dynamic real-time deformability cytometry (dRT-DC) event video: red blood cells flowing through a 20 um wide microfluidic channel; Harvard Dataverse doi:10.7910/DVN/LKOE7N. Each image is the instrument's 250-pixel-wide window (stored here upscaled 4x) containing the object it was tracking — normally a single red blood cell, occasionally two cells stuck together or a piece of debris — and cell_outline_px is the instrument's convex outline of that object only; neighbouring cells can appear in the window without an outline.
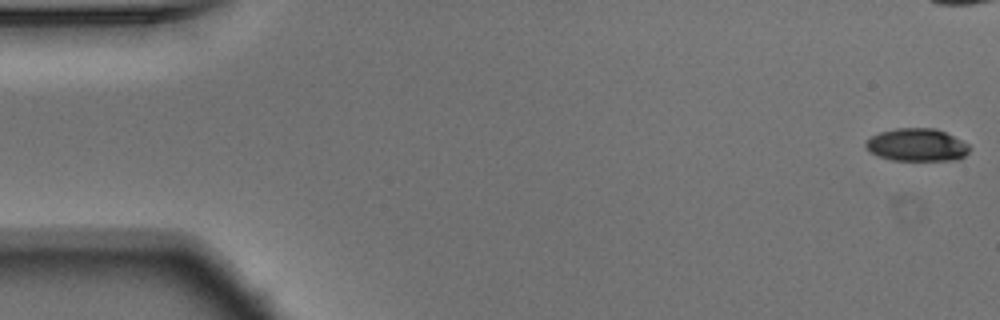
{"species": "Egyptian fruit bat (a non-hibernating species)", "species_latin": "Rousettus aegyptiacus", "temperature_condition": "warm", "stored_images_in_passage": 55, "camera_frame_rate_fps": 3000, "um_per_image_px": 0.085, "animal": {"sex": "male"}, "frame": {"image": 1, "passage_image": 1, "time_ms": 0.0, "image_size_px": [1000, 320], "cell_outline_px": [[968, 152], [964, 156], [952, 160], [892, 160], [880, 156], [872, 152], [864, 144], [872, 136], [880, 132], [896, 128], [936, 128], [968, 144]], "centroid_in_image_um": [77.93, 12.31], "position_along_channel_um": 7.1, "area_um2": 19.36}}
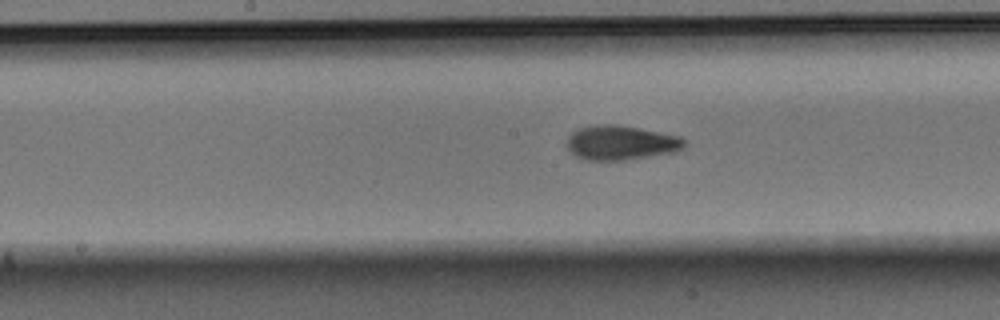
{"frame": {"image": 2, "passage_image": 27, "time_ms": 8.667, "image_size_px": [1000, 320], "cell_outline_px": [[684, 148], [676, 152], [624, 160], [584, 160], [576, 156], [568, 148], [568, 136], [572, 132], [580, 128], [600, 124], [616, 124], [640, 128], [680, 136], [684, 140]], "centroid_in_image_um": [52.79, 12.13], "position_along_channel_um": 195.4, "area_um2": 23.52}}
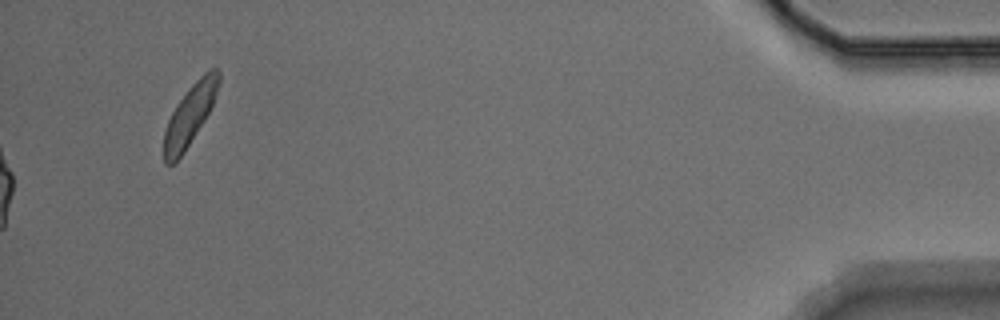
{"frame": {"image": 3, "passage_image": 55, "time_ms": 18.0, "image_size_px": [1000, 320], "cell_outline_px": [[220, 84], [212, 104], [204, 120], [184, 152], [172, 164], [164, 164], [164, 132], [168, 120], [176, 104], [188, 88], [208, 68], [216, 68], [220, 72]], "centroid_in_image_um": [16.14, 9.73], "position_along_channel_um": 419.1, "area_um2": 19.07}, "authors_computed_cell_mechanics": {"area_um2": 21.675, "velocity_mm_per_s": 3.7535, "shape_relaxation_time_tau1_ms": 3.8554, "shape_relaxation_time_tau2_ms": 1.3848, "deformation_change_tau1": 0.1614, "deformation_change_tau2": 0.0729}}